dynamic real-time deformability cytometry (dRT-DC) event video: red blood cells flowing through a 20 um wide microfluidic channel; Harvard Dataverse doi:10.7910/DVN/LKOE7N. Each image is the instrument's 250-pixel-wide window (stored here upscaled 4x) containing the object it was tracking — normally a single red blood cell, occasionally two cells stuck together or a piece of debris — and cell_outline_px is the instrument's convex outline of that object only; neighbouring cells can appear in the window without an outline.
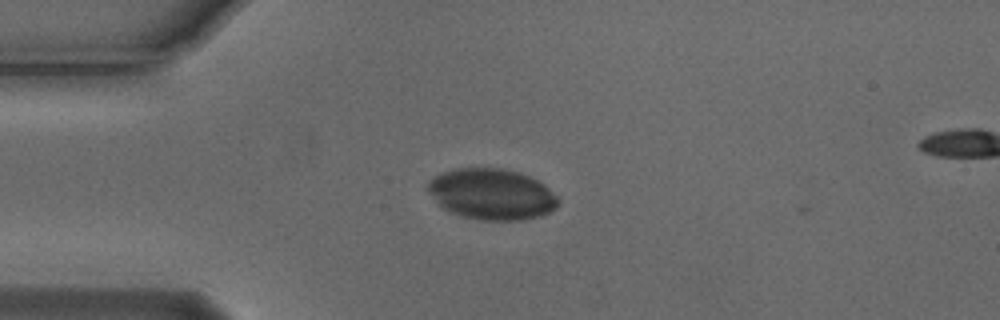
{"species": "Egyptian fruit bat (a non-hibernating species)", "species_latin": "Rousettus aegyptiacus", "temperature_condition": "cold", "stored_images_in_passage": 6, "camera_frame_rate_fps": 3000, "um_per_image_px": 0.085, "animal": {"sex": "male"}, "frame": {"image": 1, "passage_image": 1, "time_ms": 0.0, "image_size_px": [1000, 320], "cell_outline_px": [[560, 204], [556, 208], [540, 216], [520, 220], [480, 220], [460, 216], [444, 208], [436, 200], [428, 188], [428, 184], [432, 176], [452, 168], [504, 168], [520, 172], [544, 184], [560, 200]], "centroid_in_image_um": [41.81, 16.49], "position_along_channel_um": 43.2, "area_um2": 38.67}}